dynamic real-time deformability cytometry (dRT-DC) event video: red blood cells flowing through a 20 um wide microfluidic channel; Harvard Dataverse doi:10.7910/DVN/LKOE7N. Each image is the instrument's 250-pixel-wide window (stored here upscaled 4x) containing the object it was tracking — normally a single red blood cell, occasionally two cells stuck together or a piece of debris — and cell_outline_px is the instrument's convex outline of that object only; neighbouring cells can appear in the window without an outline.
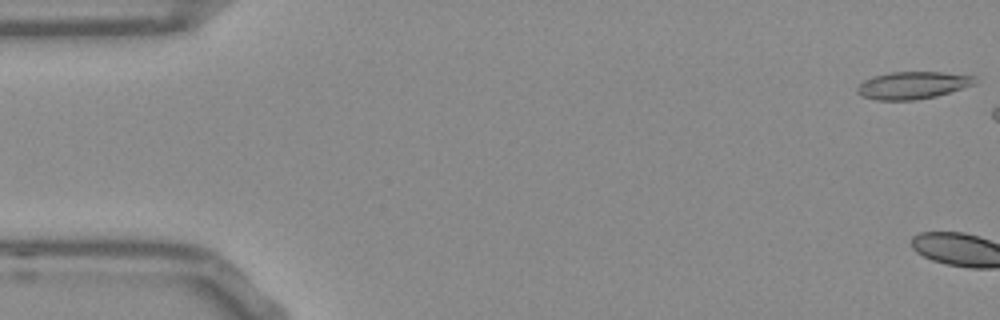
{"species": "Egyptian fruit bat (a non-hibernating species)", "species_latin": "Rousettus aegyptiacus", "temperature_condition": "room temperature", "stored_images_in_passage": 3, "camera_frame_rate_fps": 3000, "um_per_image_px": 0.085, "frame": {"image": 1, "passage_image": 1, "time_ms": 0.0, "image_size_px": [1000, 320], "cell_outline_px": [[980, 80], [976, 84], [936, 96], [916, 100], [876, 100], [860, 96], [856, 92], [856, 88], [864, 80], [872, 76], [892, 72], [944, 72], [976, 76]], "centroid_in_image_um": [77.6, 7.24], "position_along_channel_um": 7.4, "area_um2": 19.02}}